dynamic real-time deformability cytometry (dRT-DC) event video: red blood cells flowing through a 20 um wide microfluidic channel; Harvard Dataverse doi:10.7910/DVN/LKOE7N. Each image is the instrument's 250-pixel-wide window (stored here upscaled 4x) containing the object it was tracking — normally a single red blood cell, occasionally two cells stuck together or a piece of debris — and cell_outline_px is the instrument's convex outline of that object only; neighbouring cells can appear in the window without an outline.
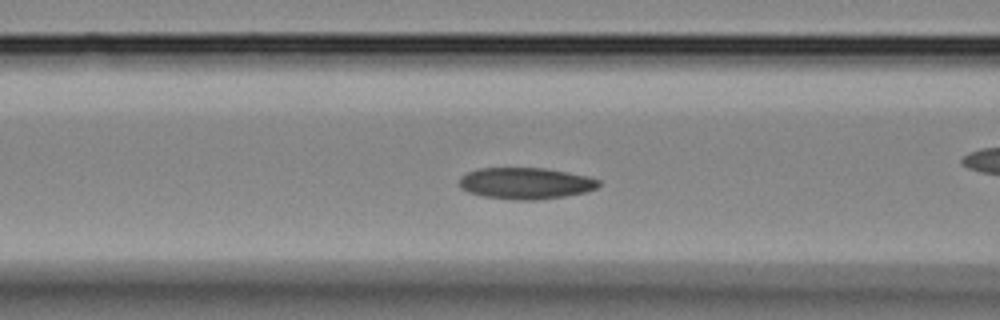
{"species": "Egyptian fruit bat (a non-hibernating species)", "species_latin": "Rousettus aegyptiacus", "temperature_condition": "room temperature", "stored_images_in_passage": 31, "camera_frame_rate_fps": 3000, "um_per_image_px": 0.085, "animal": {"sex": "female"}, "frame": {"image": 1, "passage_image": 5, "time_ms": 1.333, "image_size_px": [1000, 320], "cell_outline_px": [[600, 184], [596, 188], [584, 192], [564, 196], [536, 200], [512, 200], [484, 196], [468, 192], [460, 188], [460, 176], [476, 168], [544, 168], [568, 172], [588, 176], [600, 180]], "centroid_in_image_um": [44.66, 15.58], "position_along_channel_um": 121.9, "area_um2": 25.61}}
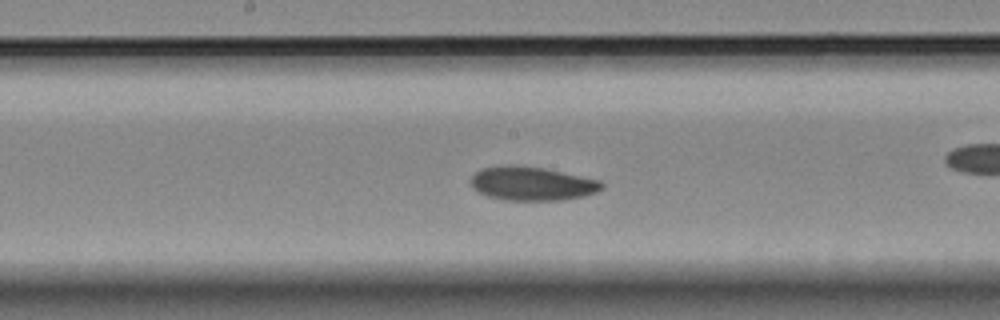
{"frame": {"image": 2, "passage_image": 10, "time_ms": 3.0, "image_size_px": [1000, 320], "cell_outline_px": [[604, 188], [596, 192], [584, 196], [560, 200], [504, 200], [488, 196], [472, 188], [472, 176], [476, 172], [484, 168], [508, 164], [512, 164], [544, 168], [600, 180], [604, 184]], "centroid_in_image_um": [45.24, 15.6], "position_along_channel_um": 203.0, "area_um2": 25.72}}
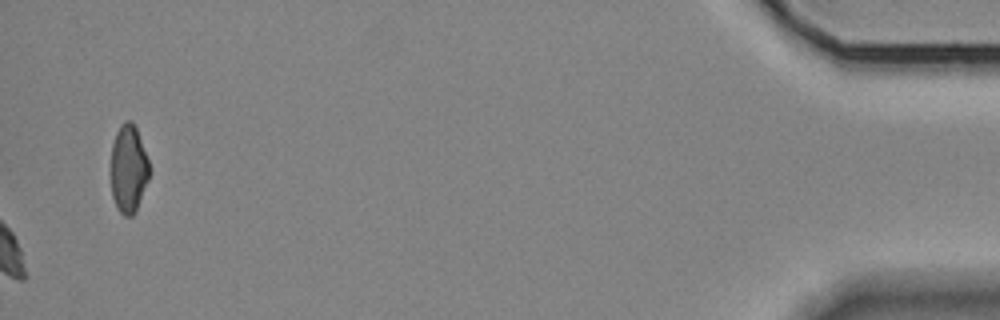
{"frame": {"image": 3, "passage_image": 31, "time_ms": 10.0, "image_size_px": [1000, 320], "cell_outline_px": [[148, 180], [136, 212], [132, 216], [124, 216], [120, 212], [112, 196], [112, 144], [116, 132], [120, 124], [124, 120], [132, 120], [136, 128], [148, 160]], "centroid_in_image_um": [10.92, 14.34], "position_along_channel_um": 424.3, "area_um2": 19.42}}